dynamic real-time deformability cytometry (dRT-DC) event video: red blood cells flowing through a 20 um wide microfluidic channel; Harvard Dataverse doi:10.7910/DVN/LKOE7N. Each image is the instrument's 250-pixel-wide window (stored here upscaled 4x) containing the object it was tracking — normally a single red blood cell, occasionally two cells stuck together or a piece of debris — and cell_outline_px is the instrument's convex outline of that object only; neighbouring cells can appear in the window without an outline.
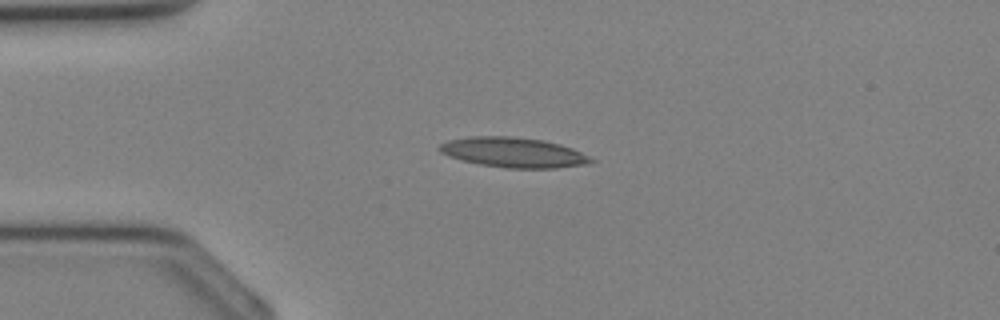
{"species": "Egyptian fruit bat (a non-hibernating species)", "species_latin": "Rousettus aegyptiacus", "temperature_condition": "cold", "stored_images_in_passage": 35, "camera_frame_rate_fps": 3000, "um_per_image_px": 0.085, "animal": {"sex": "female"}, "frame": {"image": 1, "passage_image": 8, "time_ms": 2.333, "image_size_px": [1000, 320], "cell_outline_px": [[596, 160], [588, 164], [556, 168], [508, 168], [480, 164], [448, 156], [440, 152], [436, 148], [440, 144], [448, 140], [472, 136], [512, 136], [544, 140], [560, 144], [572, 148]], "centroid_in_image_um": [43.64, 12.95], "position_along_channel_um": 41.4, "area_um2": 26.47}}
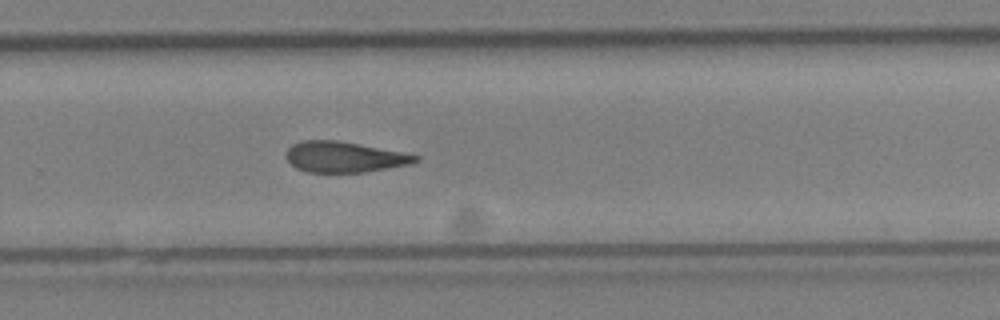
{"frame": {"image": 2, "passage_image": 23, "time_ms": 7.333, "image_size_px": [1000, 320], "cell_outline_px": [[420, 160], [408, 164], [364, 172], [308, 172], [296, 168], [284, 156], [284, 152], [292, 144], [300, 140], [340, 140], [420, 156]], "centroid_in_image_um": [29.19, 13.33], "position_along_channel_um": 300.6, "area_um2": 23.06}}
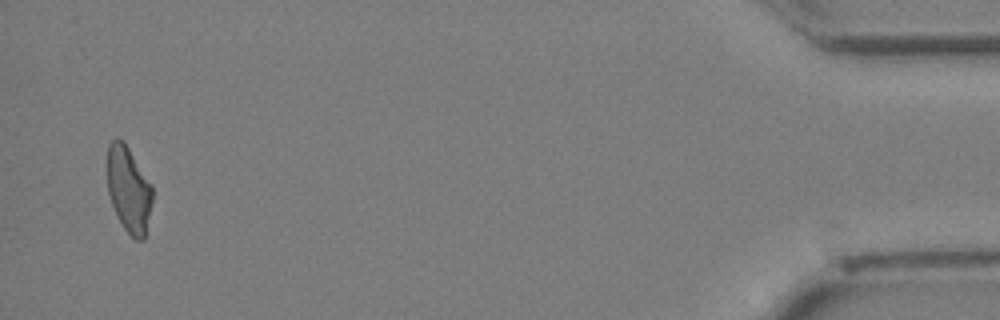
{"frame": {"image": 3, "passage_image": 34, "time_ms": 11.0, "image_size_px": [1000, 320], "cell_outline_px": [[152, 200], [144, 240], [136, 240], [124, 228], [112, 204], [108, 192], [108, 144], [112, 140], [124, 140], [152, 184]], "centroid_in_image_um": [10.95, 16.08], "position_along_channel_um": 424.2, "area_um2": 22.31}}